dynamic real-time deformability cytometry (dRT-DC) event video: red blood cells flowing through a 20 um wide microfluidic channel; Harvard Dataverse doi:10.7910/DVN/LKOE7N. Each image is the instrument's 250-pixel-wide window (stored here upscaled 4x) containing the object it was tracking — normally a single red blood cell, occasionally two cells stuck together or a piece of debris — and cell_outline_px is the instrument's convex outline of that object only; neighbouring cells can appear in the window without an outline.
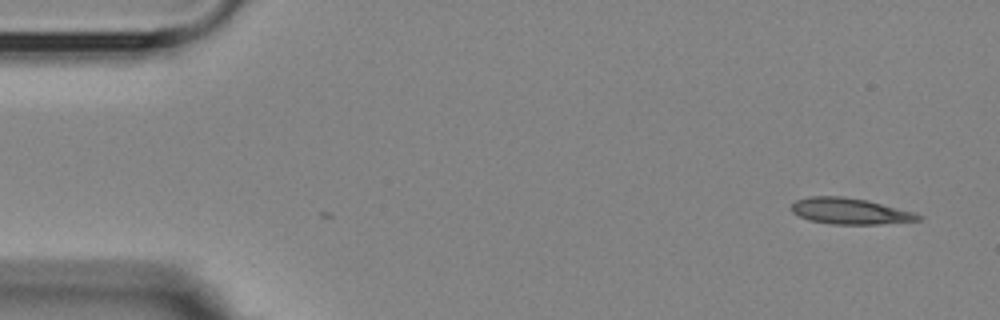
{"species": "Egyptian fruit bat (a non-hibernating species)", "species_latin": "Rousettus aegyptiacus", "temperature_condition": "room temperature", "stored_images_in_passage": 5, "camera_frame_rate_fps": 3000, "um_per_image_px": 0.085, "animal": {"sex": "female"}, "frame": {"image": 1, "passage_image": 1, "time_ms": 0.0, "image_size_px": [1000, 320], "cell_outline_px": [[924, 216], [920, 220], [876, 224], [832, 224], [808, 220], [792, 212], [788, 208], [796, 200], [812, 196], [840, 196], [864, 200], [916, 212]], "centroid_in_image_um": [72.23, 17.95], "position_along_channel_um": 12.8, "area_um2": 19.19}}
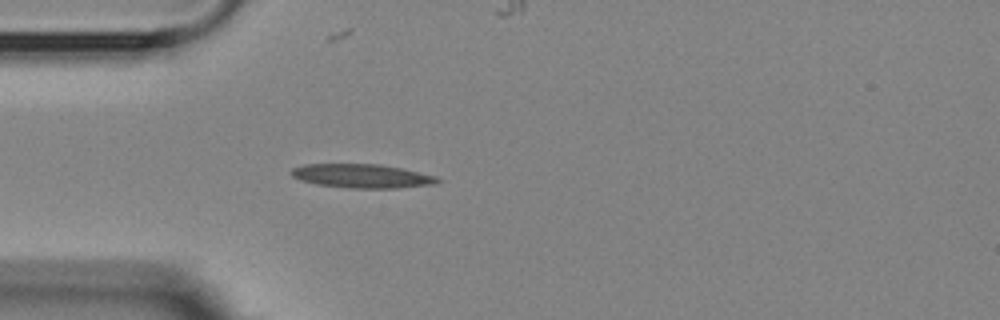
{"frame": {"image": 2, "passage_image": 4, "time_ms": 4.0, "image_size_px": [1000, 320], "cell_outline_px": [[440, 180], [436, 184], [396, 188], [348, 188], [316, 184], [292, 176], [288, 172], [292, 168], [304, 164], [380, 164], [400, 168], [436, 176]], "centroid_in_image_um": [30.75, 14.96], "position_along_channel_um": 54.3, "area_um2": 20.23}}